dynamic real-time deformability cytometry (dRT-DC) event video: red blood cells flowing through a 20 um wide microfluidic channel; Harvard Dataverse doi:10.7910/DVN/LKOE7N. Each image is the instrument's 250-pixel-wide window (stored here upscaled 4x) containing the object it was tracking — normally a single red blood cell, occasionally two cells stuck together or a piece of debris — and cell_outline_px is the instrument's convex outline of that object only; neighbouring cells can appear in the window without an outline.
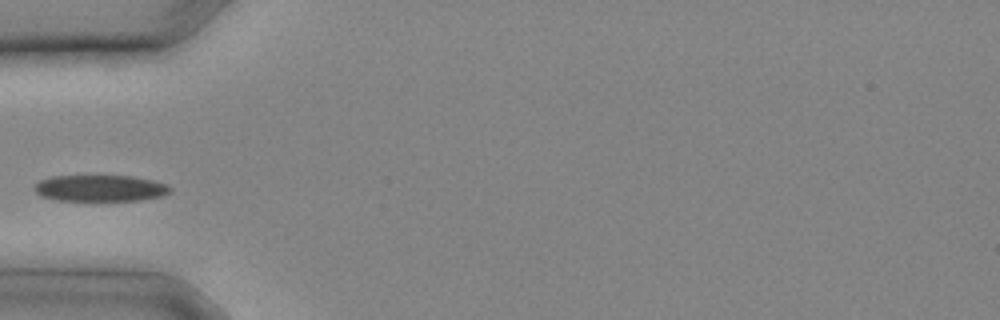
{"species": "common noctule bat (a hibernating species)", "species_latin": "Nyctalus noctula", "temperature_condition": "cold", "stored_images_in_passage": 10, "camera_frame_rate_fps": 3000, "um_per_image_px": 0.085, "animal": {"sex": "male", "body_mass_g": 20.4}, "frame": {"image": 1, "passage_image": 1, "time_ms": 0.0, "image_size_px": [1000, 320], "cell_outline_px": [[172, 192], [160, 196], [140, 200], [56, 200], [40, 196], [32, 188], [40, 180], [52, 176], [100, 172], [132, 176], [152, 180], [168, 184], [172, 188]], "centroid_in_image_um": [8.5, 15.93], "position_along_channel_um": 76.5, "area_um2": 22.02}}
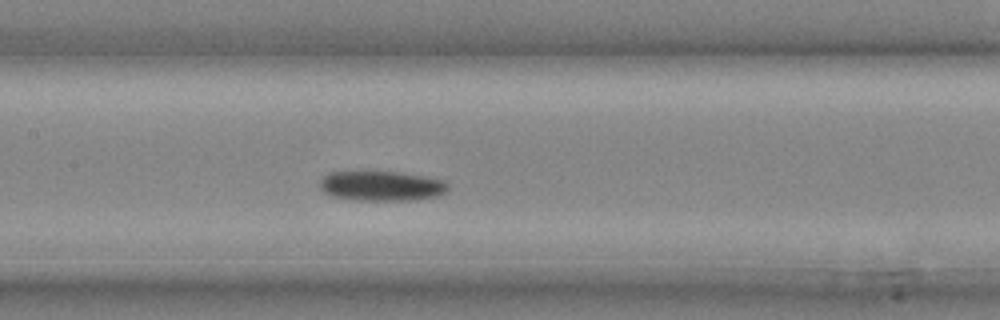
{"frame": {"image": 2, "passage_image": 5, "time_ms": 1.333, "image_size_px": [1000, 320], "cell_outline_px": [[448, 192], [436, 196], [416, 200], [360, 200], [332, 196], [324, 192], [320, 188], [320, 180], [328, 172], [400, 172], [424, 176], [444, 180], [448, 184]], "centroid_in_image_um": [32.46, 15.8], "position_along_channel_um": 174.9, "area_um2": 22.31}}
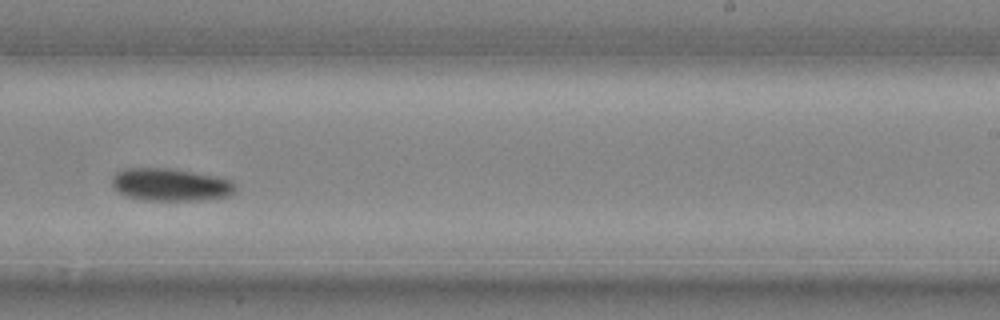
{"frame": {"image": 3, "passage_image": 9, "time_ms": 2.667, "image_size_px": [1000, 320], "cell_outline_px": [[236, 192], [228, 196], [204, 200], [144, 200], [128, 196], [120, 192], [112, 184], [112, 176], [120, 168], [176, 168], [220, 176], [232, 180], [236, 184]], "centroid_in_image_um": [14.56, 15.67], "position_along_channel_um": 274.4, "area_um2": 23.93}}